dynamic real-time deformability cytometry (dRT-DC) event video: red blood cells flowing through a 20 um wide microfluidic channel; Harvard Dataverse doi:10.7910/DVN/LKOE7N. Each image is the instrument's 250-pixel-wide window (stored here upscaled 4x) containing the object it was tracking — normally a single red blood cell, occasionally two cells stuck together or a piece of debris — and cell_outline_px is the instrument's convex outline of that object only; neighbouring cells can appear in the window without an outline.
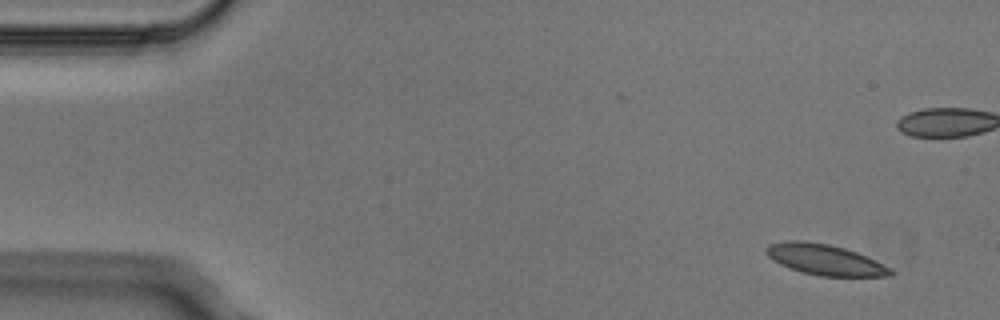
{"species": "Egyptian fruit bat (a non-hibernating species)", "species_latin": "Rousettus aegyptiacus", "temperature_condition": "cold", "stored_images_in_passage": 5, "camera_frame_rate_fps": 3000, "um_per_image_px": 0.085, "animal": {"sex": "male"}, "frame": {"image": 1, "passage_image": 1, "time_ms": 0.0, "image_size_px": [1000, 320], "cell_outline_px": [[896, 272], [892, 276], [820, 276], [788, 268], [780, 264], [768, 256], [764, 252], [772, 244], [788, 240], [804, 240], [828, 244], [844, 248], [856, 252], [892, 268]], "centroid_in_image_um": [70.15, 22.08], "position_along_channel_um": 14.8, "area_um2": 22.08}}
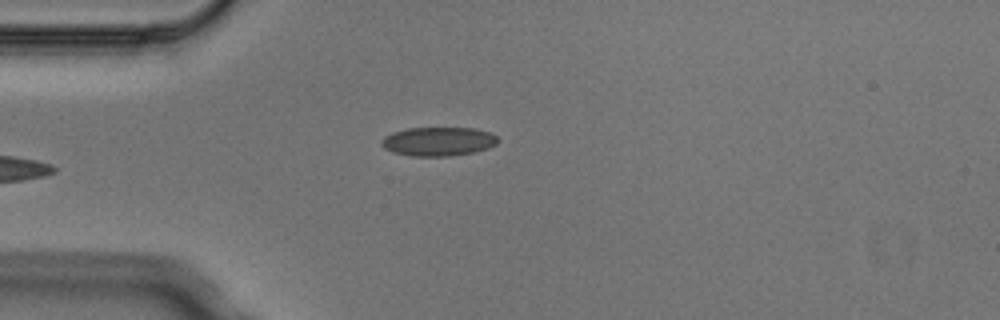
{"frame": {"image": 2, "passage_image": 5, "time_ms": 1.333, "image_size_px": [1000, 320], "cell_outline_px": [[500, 140], [496, 144], [488, 148], [476, 152], [448, 156], [412, 156], [392, 152], [384, 148], [380, 144], [380, 140], [384, 136], [392, 132], [408, 128], [472, 128], [492, 132]], "centroid_in_image_um": [37.25, 12.02], "position_along_channel_um": 47.7, "area_um2": 19.83}}